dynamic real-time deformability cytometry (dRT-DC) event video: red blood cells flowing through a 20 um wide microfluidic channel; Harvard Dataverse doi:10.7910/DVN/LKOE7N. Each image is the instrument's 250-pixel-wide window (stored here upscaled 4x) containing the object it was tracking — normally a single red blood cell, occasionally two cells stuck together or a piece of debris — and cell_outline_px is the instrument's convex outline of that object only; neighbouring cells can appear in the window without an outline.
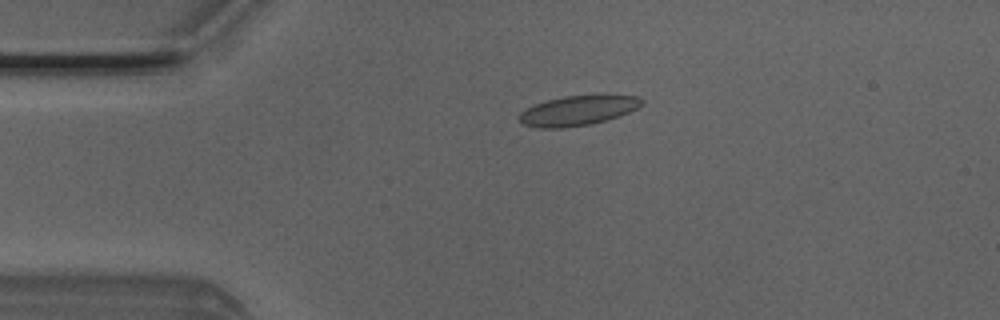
{"species": "Egyptian fruit bat (a non-hibernating species)", "species_latin": "Rousettus aegyptiacus", "temperature_condition": "room temperature", "stored_images_in_passage": 44, "camera_frame_rate_fps": 3000, "um_per_image_px": 0.085, "animal": {"sex": "male"}, "frame": {"image": 1, "passage_image": 4, "time_ms": 1.0, "image_size_px": [1000, 320], "cell_outline_px": [[644, 104], [620, 116], [608, 120], [588, 124], [564, 128], [540, 128], [524, 124], [516, 116], [524, 108], [548, 100], [564, 96], [640, 96], [644, 100]], "centroid_in_image_um": [49.09, 9.41], "position_along_channel_um": 35.9, "area_um2": 21.1}}
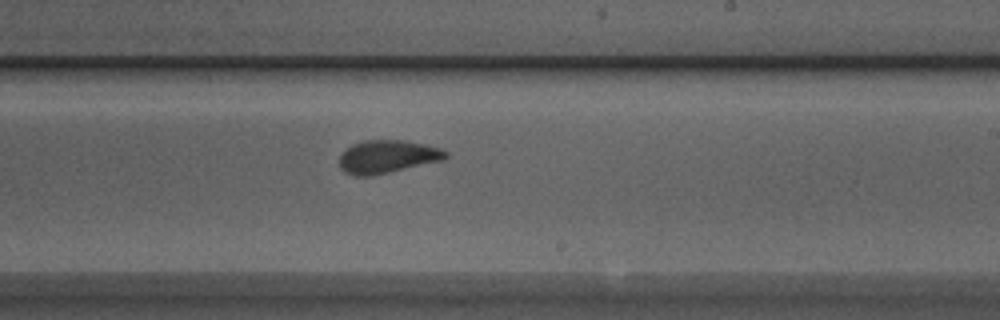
{"frame": {"image": 2, "passage_image": 23, "time_ms": 7.333, "image_size_px": [1000, 320], "cell_outline_px": [[448, 156], [444, 160], [372, 176], [352, 176], [344, 172], [340, 168], [340, 152], [352, 144], [364, 140], [404, 140], [424, 144], [440, 148], [448, 152]], "centroid_in_image_um": [32.9, 13.32], "position_along_channel_um": 256.1, "area_um2": 20.69}}
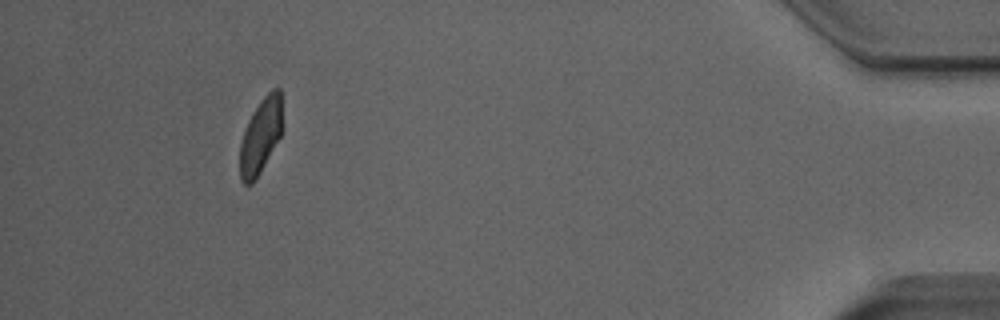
{"frame": {"image": 3, "passage_image": 40, "time_ms": 13.0, "image_size_px": [1000, 320], "cell_outline_px": [[280, 136], [260, 172], [252, 184], [244, 184], [240, 180], [240, 144], [244, 128], [252, 112], [260, 100], [272, 88], [280, 88]], "centroid_in_image_um": [22.1, 11.57], "position_along_channel_um": 413.1, "area_um2": 18.21}, "authors_computed_cell_mechanics": {"area_um2": 20.6057, "velocity_mm_per_s": 4.0024, "shape_relaxation_time_tau1_ms": 6.5959, "shape_relaxation_time_tau2_ms": 1.209, "deformation_change_tau1": 0.164, "deformation_change_tau2": 0.056}}